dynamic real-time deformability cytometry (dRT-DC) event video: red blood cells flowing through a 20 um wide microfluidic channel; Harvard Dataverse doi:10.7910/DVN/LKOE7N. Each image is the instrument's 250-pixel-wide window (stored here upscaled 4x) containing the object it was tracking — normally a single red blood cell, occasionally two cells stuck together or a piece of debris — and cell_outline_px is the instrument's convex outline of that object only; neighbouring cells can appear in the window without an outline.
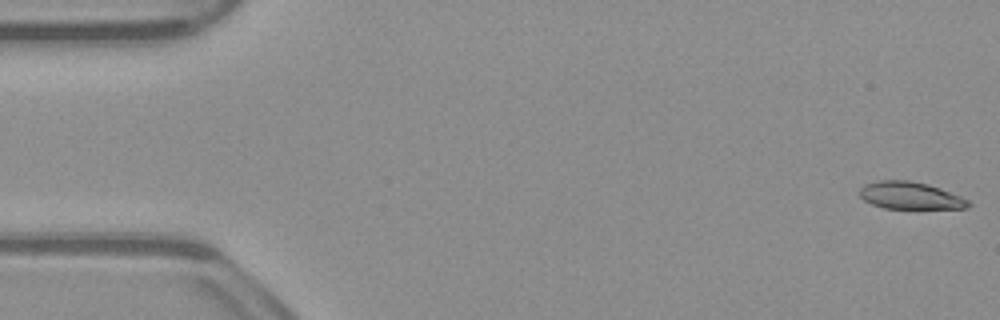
{"species": "common noctule bat (a hibernating species)", "species_latin": "Nyctalus noctula", "temperature_condition": "warm", "stored_images_in_passage": 52, "camera_frame_rate_fps": 3000, "um_per_image_px": 0.085, "animal": {"sex": "male", "body_mass_g": 23.1, "forearm_length_mm": 52.7}, "frame": {"image": 1, "passage_image": 1, "time_ms": 0.0, "image_size_px": [1000, 320], "cell_outline_px": [[972, 204], [968, 208], [884, 208], [872, 204], [864, 200], [860, 196], [860, 188], [864, 184], [880, 180], [908, 180], [928, 184], [940, 188], [960, 196], [968, 200]], "centroid_in_image_um": [77.36, 16.62], "position_along_channel_um": 7.6, "area_um2": 17.17}}
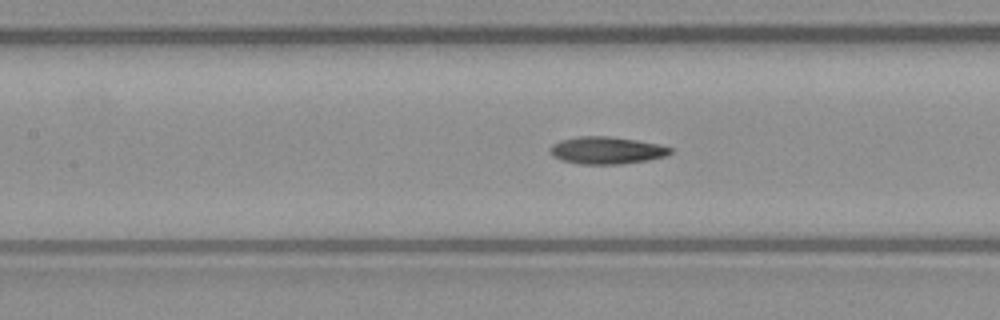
{"frame": {"image": 2, "passage_image": 23, "time_ms": 7.333, "image_size_px": [1000, 320], "cell_outline_px": [[672, 152], [664, 156], [648, 160], [620, 164], [580, 164], [564, 160], [552, 156], [548, 152], [548, 148], [552, 144], [560, 140], [576, 136], [608, 136], [636, 140], [660, 144], [672, 148]], "centroid_in_image_um": [51.52, 12.77], "position_along_channel_um": 155.9, "area_um2": 19.19}}
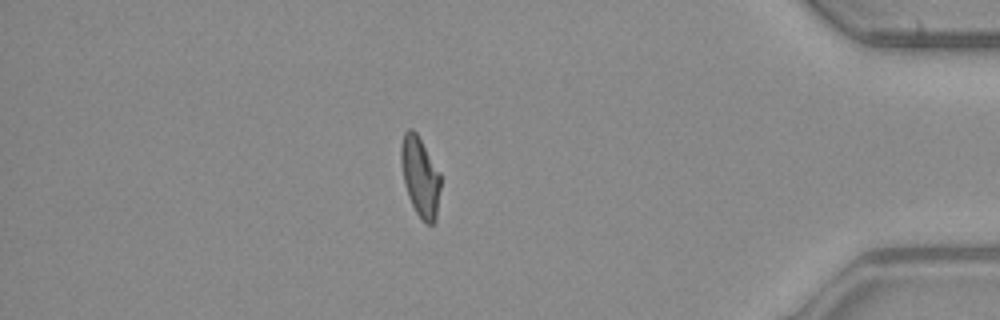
{"frame": {"image": 3, "passage_image": 45, "time_ms": 14.667, "image_size_px": [1000, 320], "cell_outline_px": [[440, 188], [436, 220], [432, 224], [428, 224], [416, 212], [408, 196], [404, 184], [400, 160], [400, 148], [404, 132], [408, 128], [412, 128], [416, 132], [440, 172]], "centroid_in_image_um": [35.7, 14.99], "position_along_channel_um": 399.5, "area_um2": 18.32}, "authors_computed_cell_mechanics": {"area_um2": 18.5538, "velocity_mm_per_s": 3.9334, "shape_relaxation_time_tau1_ms": 9.2361, "shape_relaxation_time_tau2_ms": 4.5413, "deformation_change_tau1": 0.2316, "deformation_change_tau2": 0.1224}}